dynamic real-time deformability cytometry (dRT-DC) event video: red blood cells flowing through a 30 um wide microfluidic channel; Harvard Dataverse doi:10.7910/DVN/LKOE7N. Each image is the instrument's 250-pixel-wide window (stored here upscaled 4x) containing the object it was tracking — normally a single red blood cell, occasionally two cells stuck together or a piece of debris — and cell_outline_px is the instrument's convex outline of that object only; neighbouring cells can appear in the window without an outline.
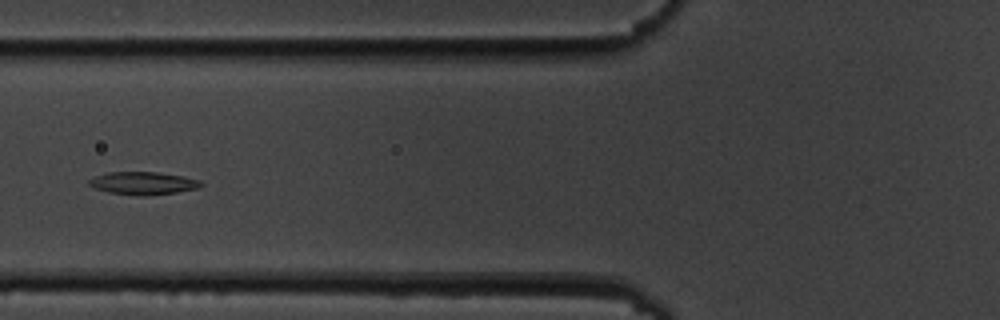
{"species": "common noctule bat (a hibernating species)", "species_latin": "Nyctalus noctula", "temperature_condition": "cold", "stored_images_in_passage": 8, "camera_frame_rate_fps": 3000, "um_per_image_px": 0.085, "animal": {"sex": "male", "body_mass_g": 19.5, "forearm_length_mm": 54.6}, "frame": {"image": 1, "passage_image": 7, "time_ms": 7.0, "image_size_px": [1000, 320], "cell_outline_px": [[204, 184], [200, 188], [176, 192], [148, 196], [140, 196], [108, 192], [92, 188], [88, 184], [88, 180], [96, 176], [108, 172], [156, 172], [184, 176], [200, 180]], "centroid_in_image_um": [12.17, 15.58], "position_along_channel_um": 113.6, "area_um2": 15.03}}
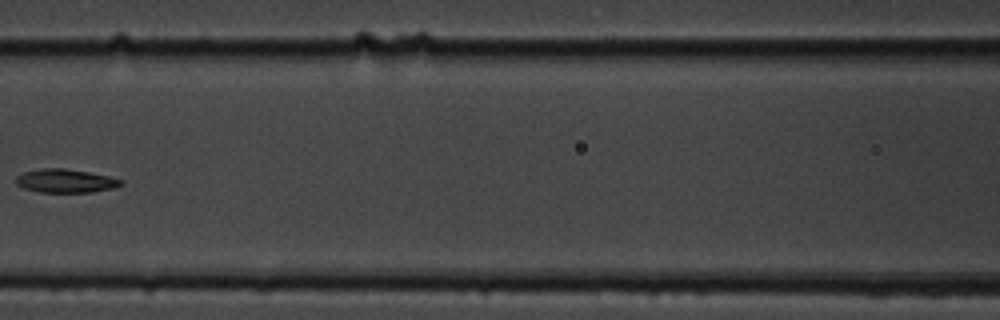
{"frame": {"image": 2, "passage_image": 8, "time_ms": 8.333, "image_size_px": [1000, 320], "cell_outline_px": [[124, 184], [116, 188], [92, 192], [40, 192], [24, 188], [16, 184], [16, 176], [24, 172], [40, 168], [64, 168], [88, 172], [108, 176], [124, 180]], "centroid_in_image_um": [5.6, 15.37], "position_along_channel_um": 161.0, "area_um2": 14.51}}